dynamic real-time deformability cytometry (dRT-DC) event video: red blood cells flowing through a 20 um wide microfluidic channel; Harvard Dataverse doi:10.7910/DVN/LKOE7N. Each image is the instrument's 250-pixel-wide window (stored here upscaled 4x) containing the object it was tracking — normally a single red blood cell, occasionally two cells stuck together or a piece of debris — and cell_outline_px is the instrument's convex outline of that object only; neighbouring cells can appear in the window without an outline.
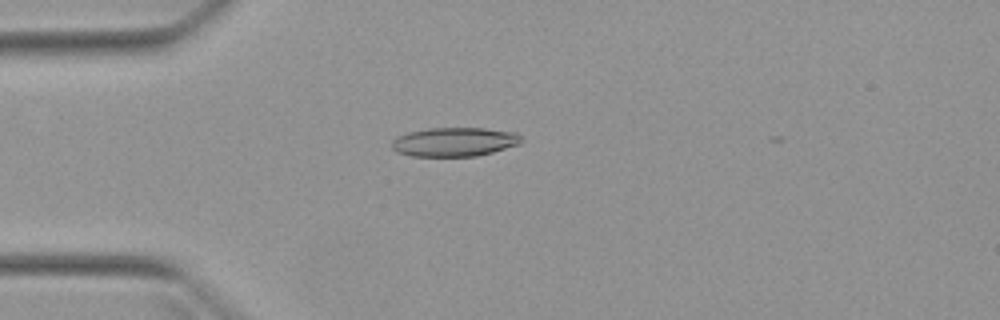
{"species": "Egyptian fruit bat (a non-hibernating species)", "species_latin": "Rousettus aegyptiacus", "temperature_condition": "warm", "stored_images_in_passage": 47, "camera_frame_rate_fps": 3000, "um_per_image_px": 0.085, "animal": {"sex": "female"}, "frame": {"image": 1, "passage_image": 14, "time_ms": 4.333, "image_size_px": [1000, 320], "cell_outline_px": [[524, 140], [520, 144], [492, 152], [476, 156], [412, 156], [396, 152], [392, 148], [392, 140], [396, 136], [408, 132], [428, 128], [484, 128], [516, 132]], "centroid_in_image_um": [38.62, 12.05], "position_along_channel_um": 46.4, "area_um2": 22.02}}
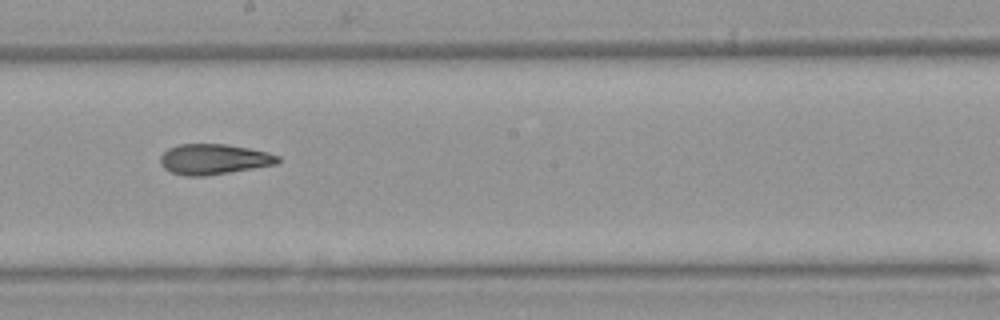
{"frame": {"image": 2, "passage_image": 29, "time_ms": 9.333, "image_size_px": [1000, 320], "cell_outline_px": [[280, 160], [276, 164], [204, 176], [184, 176], [172, 172], [164, 168], [160, 164], [160, 156], [168, 148], [180, 144], [224, 144], [248, 148], [268, 152], [280, 156]], "centroid_in_image_um": [18.15, 13.53], "position_along_channel_um": 230.1, "area_um2": 20.69}}
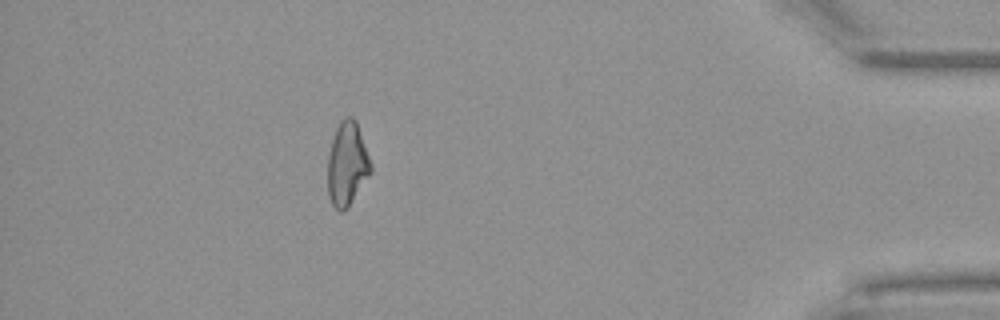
{"frame": {"image": 3, "passage_image": 46, "time_ms": 15.0, "image_size_px": [1000, 320], "cell_outline_px": [[372, 172], [348, 208], [340, 212], [332, 204], [328, 196], [328, 156], [332, 140], [336, 128], [340, 120], [344, 116], [352, 116], [356, 120], [372, 164]], "centroid_in_image_um": [29.52, 13.93], "position_along_channel_um": 405.7, "area_um2": 21.21}}